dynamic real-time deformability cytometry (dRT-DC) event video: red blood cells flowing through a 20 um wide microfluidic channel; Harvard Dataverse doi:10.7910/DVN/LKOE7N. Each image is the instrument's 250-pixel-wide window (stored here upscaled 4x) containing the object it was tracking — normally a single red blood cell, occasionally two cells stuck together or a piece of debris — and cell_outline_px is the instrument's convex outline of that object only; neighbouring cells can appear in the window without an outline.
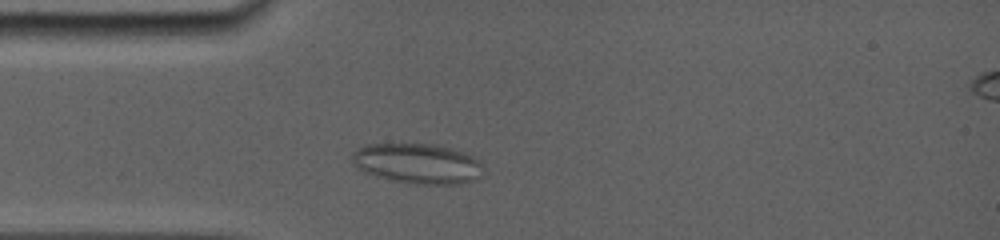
{"species": "common noctule bat (a hibernating species)", "species_latin": "Nyctalus noctula", "temperature_condition": "room temperature", "stored_images_in_passage": 33, "camera_frame_rate_fps": 5000, "um_per_image_px": 0.085, "animal": {"sex": "female", "body_mass_g": 19.0, "forearm_length_mm": 56.7}, "frame": {"image": 1, "passage_image": 2, "time_ms": 0.4, "image_size_px": [1000, 240], "cell_outline_px": [[484, 172], [476, 180], [460, 184], [416, 184], [392, 180], [376, 176], [356, 168], [352, 164], [352, 152], [364, 144], [436, 144], [468, 152], [480, 160]], "centroid_in_image_um": [35.53, 13.89], "position_along_channel_um": 49.5, "area_um2": 31.21}}
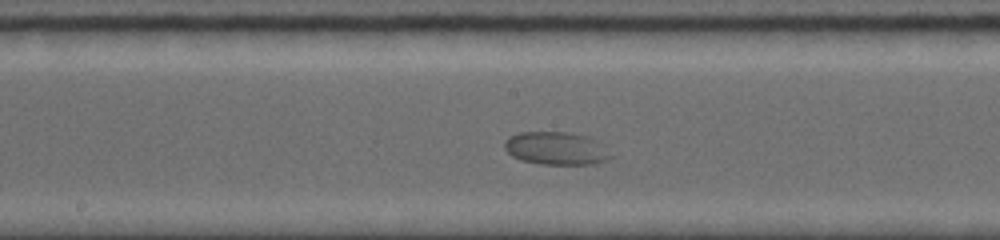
{"frame": {"image": 2, "passage_image": 14, "time_ms": 4.8, "image_size_px": [1000, 240], "cell_outline_px": [[612, 156], [608, 160], [592, 164], [540, 164], [520, 160], [512, 156], [504, 148], [504, 140], [508, 136], [520, 132], [568, 132], [592, 136], [608, 144]], "centroid_in_image_um": [47.35, 12.59], "position_along_channel_um": 200.8, "area_um2": 21.1}}
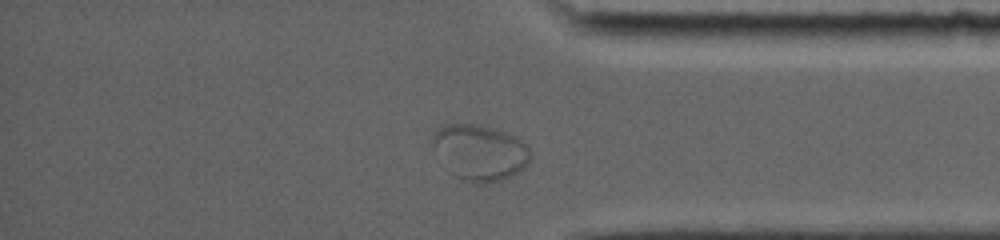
{"frame": {"image": 3, "passage_image": 29, "time_ms": 10.2, "image_size_px": [1000, 240], "cell_outline_px": [[532, 156], [528, 164], [524, 168], [512, 176], [500, 180], [484, 184], [472, 184], [448, 172], [432, 152], [432, 136], [436, 128], [440, 124], [480, 124], [504, 132], [520, 140], [528, 148]], "centroid_in_image_um": [40.71, 12.97], "position_along_channel_um": 394.5, "area_um2": 32.43}}